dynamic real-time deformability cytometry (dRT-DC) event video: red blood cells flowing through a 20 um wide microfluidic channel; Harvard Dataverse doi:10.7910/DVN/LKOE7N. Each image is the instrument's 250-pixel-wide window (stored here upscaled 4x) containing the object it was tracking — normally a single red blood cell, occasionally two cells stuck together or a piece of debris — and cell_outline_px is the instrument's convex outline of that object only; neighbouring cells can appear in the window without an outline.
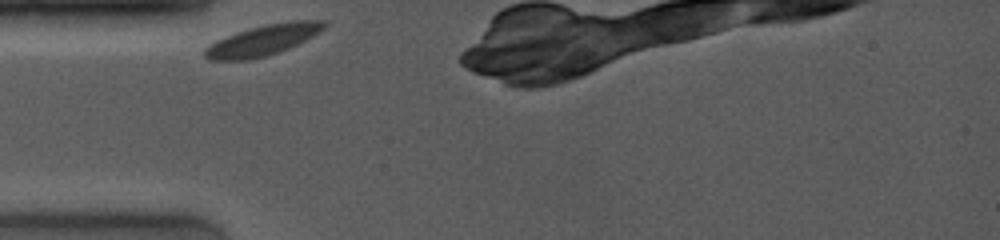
{"species": "common noctule bat (a hibernating species)", "species_latin": "Nyctalus noctula", "temperature_condition": "room temperature", "stored_images_in_passage": 31, "camera_frame_rate_fps": 4000, "um_per_image_px": 0.085, "animal": {"sex": "female", "body_mass_g": 19.0, "forearm_length_mm": 53.3}, "frame": {"image": 1, "passage_image": 1, "time_ms": 0.0, "image_size_px": [1000, 240], "cell_outline_px": [[328, 24], [324, 28], [312, 36], [288, 48], [264, 56], [248, 60], [212, 60], [204, 56], [204, 48], [208, 44], [216, 40], [236, 32], [248, 28], [264, 24], [292, 20], [324, 20]], "centroid_in_image_um": [22.31, 3.39], "position_along_channel_um": 62.7, "area_um2": 21.21}}
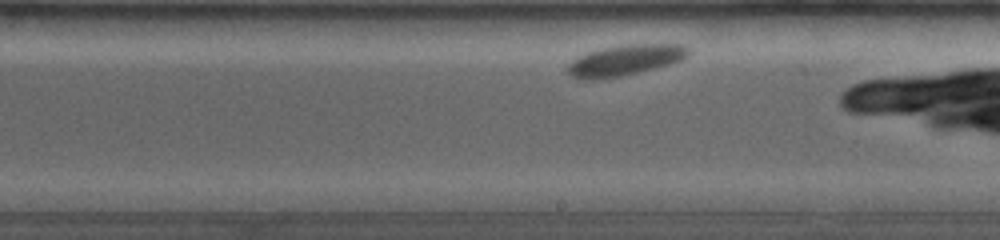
{"frame": {"image": 2, "passage_image": 22, "time_ms": 5.0, "image_size_px": [1000, 240], "cell_outline_px": [[692, 52], [688, 56], [672, 64], [656, 68], [620, 76], [600, 80], [580, 80], [572, 76], [568, 72], [568, 64], [576, 56], [600, 48], [624, 44], [680, 44], [688, 48]], "centroid_in_image_um": [53.11, 5.12], "position_along_channel_um": 235.9, "area_um2": 21.96}}
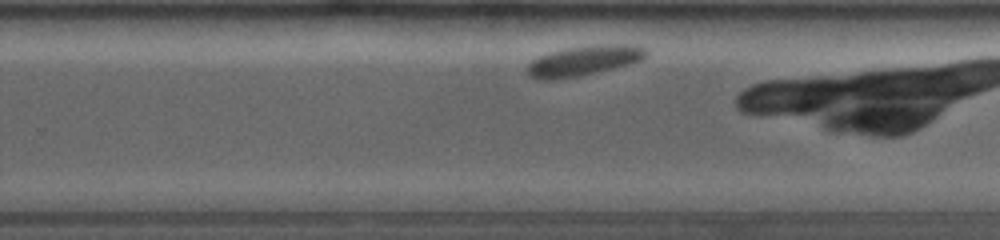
{"frame": {"image": 3, "passage_image": 29, "time_ms": 6.25, "image_size_px": [1000, 240], "cell_outline_px": [[648, 56], [644, 60], [632, 64], [580, 76], [552, 80], [536, 80], [528, 76], [528, 64], [532, 60], [548, 52], [564, 48], [596, 44], [632, 44], [648, 48]], "centroid_in_image_um": [49.68, 5.15], "position_along_channel_um": 280.1, "area_um2": 21.44}}